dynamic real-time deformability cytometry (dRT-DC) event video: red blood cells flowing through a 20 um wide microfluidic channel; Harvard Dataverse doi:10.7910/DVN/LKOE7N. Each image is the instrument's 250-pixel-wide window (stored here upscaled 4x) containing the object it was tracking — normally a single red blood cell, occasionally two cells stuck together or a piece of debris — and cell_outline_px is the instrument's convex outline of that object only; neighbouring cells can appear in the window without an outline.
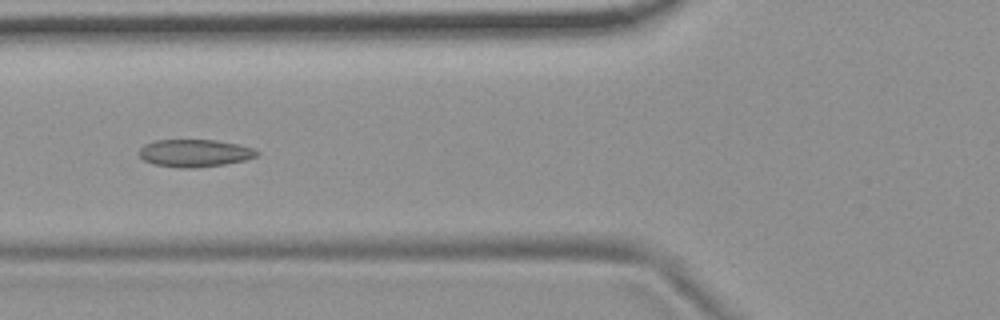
{"species": "common noctule bat (a hibernating species)", "species_latin": "Nyctalus noctula", "temperature_condition": "room temperature", "stored_images_in_passage": 5, "camera_frame_rate_fps": 3000, "um_per_image_px": 0.085, "animal": {"sex": "female", "body_mass_g": 19.9}, "frame": {"image": 1, "passage_image": 2, "time_ms": 1.333, "image_size_px": [1000, 320], "cell_outline_px": [[260, 152], [256, 156], [244, 160], [224, 164], [196, 168], [180, 168], [152, 164], [144, 160], [140, 156], [140, 148], [144, 144], [156, 140], [216, 140], [240, 144], [252, 148]], "centroid_in_image_um": [16.54, 13.01], "position_along_channel_um": 109.3, "area_um2": 18.9}}
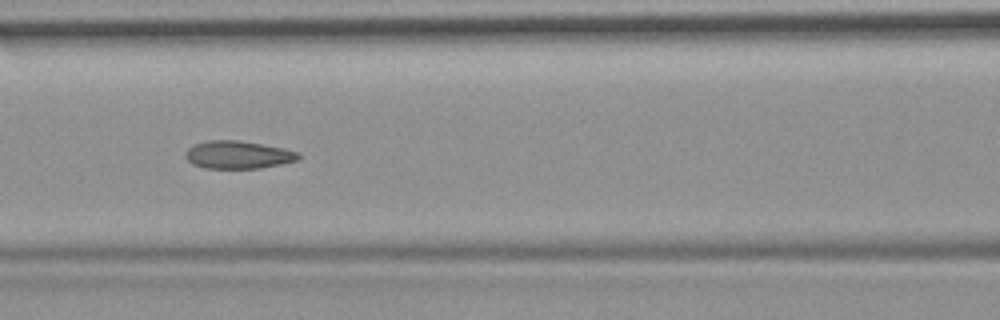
{"frame": {"image": 2, "passage_image": 3, "time_ms": 2.333, "image_size_px": [1000, 320], "cell_outline_px": [[300, 160], [260, 168], [204, 168], [192, 164], [184, 156], [184, 152], [192, 144], [208, 140], [240, 140], [284, 148], [300, 152]], "centroid_in_image_um": [20.22, 13.15], "position_along_channel_um": 146.4, "area_um2": 18.55}}
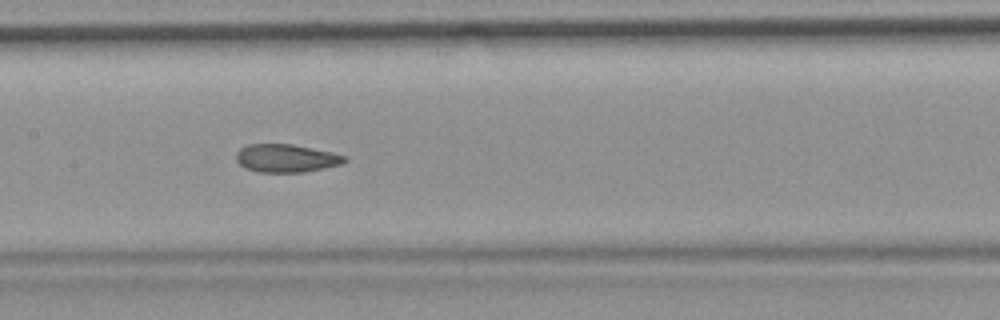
{"frame": {"image": 3, "passage_image": 4, "time_ms": 3.333, "image_size_px": [1000, 320], "cell_outline_px": [[348, 160], [340, 164], [304, 172], [260, 172], [244, 168], [236, 160], [236, 152], [240, 148], [248, 144], [292, 144], [332, 152], [348, 156]], "centroid_in_image_um": [24.32, 13.44], "position_along_channel_um": 183.1, "area_um2": 17.74}}